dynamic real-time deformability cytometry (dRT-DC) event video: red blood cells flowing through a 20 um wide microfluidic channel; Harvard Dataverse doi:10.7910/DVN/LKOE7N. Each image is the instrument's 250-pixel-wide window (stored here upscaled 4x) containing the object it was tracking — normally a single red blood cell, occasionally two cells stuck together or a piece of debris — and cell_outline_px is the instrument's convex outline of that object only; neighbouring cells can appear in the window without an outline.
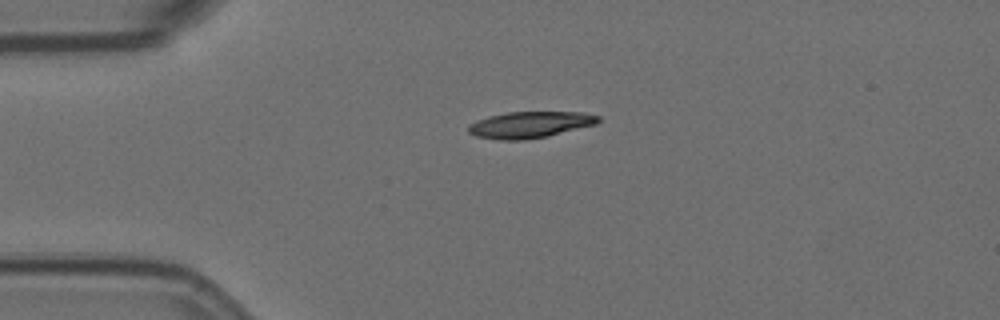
{"species": "Egyptian fruit bat (a non-hibernating species)", "species_latin": "Rousettus aegyptiacus", "temperature_condition": "room temperature", "stored_images_in_passage": 2, "camera_frame_rate_fps": 3000, "um_per_image_px": 0.085, "animal": {"sex": "female"}, "frame": {"image": 1, "passage_image": 1, "time_ms": 0.0, "image_size_px": [1000, 320], "cell_outline_px": [[600, 120], [596, 124], [544, 136], [524, 140], [500, 140], [476, 136], [468, 132], [468, 124], [476, 120], [488, 116], [508, 112], [584, 112], [600, 116]], "centroid_in_image_um": [45.01, 10.59], "position_along_channel_um": 40.0, "area_um2": 19.83}}